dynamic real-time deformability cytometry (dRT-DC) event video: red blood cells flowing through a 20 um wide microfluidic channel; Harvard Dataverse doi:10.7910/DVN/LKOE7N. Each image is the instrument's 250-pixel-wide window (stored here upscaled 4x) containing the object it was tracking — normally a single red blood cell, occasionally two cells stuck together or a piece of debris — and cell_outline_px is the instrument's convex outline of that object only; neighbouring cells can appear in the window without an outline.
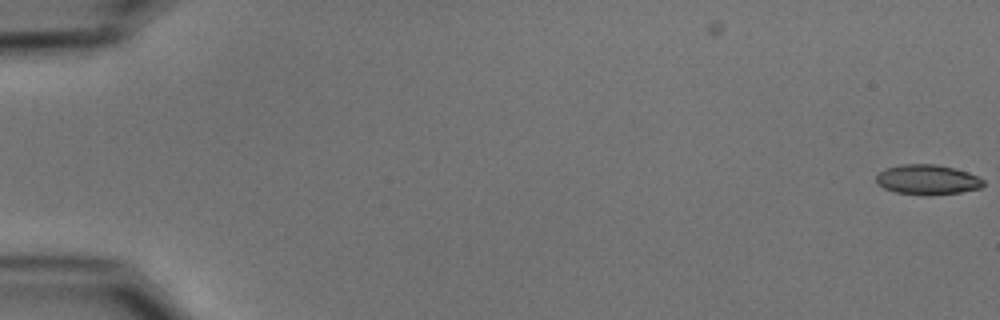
{"species": "common noctule bat (a hibernating species)", "species_latin": "Nyctalus noctula", "temperature_condition": "cold", "stored_images_in_passage": 2, "camera_frame_rate_fps": 3000, "um_per_image_px": 0.085, "animal": {"sex": "male", "body_mass_g": 15.6}, "frame": {"image": 1, "passage_image": 2, "time_ms": 0.333, "image_size_px": [1000, 320], "cell_outline_px": [[984, 184], [980, 188], [960, 192], [928, 196], [896, 192], [884, 188], [876, 180], [876, 176], [884, 168], [900, 164], [936, 164], [968, 172], [984, 180]], "centroid_in_image_um": [78.82, 15.27], "position_along_channel_um": 6.2, "area_um2": 18.67}}